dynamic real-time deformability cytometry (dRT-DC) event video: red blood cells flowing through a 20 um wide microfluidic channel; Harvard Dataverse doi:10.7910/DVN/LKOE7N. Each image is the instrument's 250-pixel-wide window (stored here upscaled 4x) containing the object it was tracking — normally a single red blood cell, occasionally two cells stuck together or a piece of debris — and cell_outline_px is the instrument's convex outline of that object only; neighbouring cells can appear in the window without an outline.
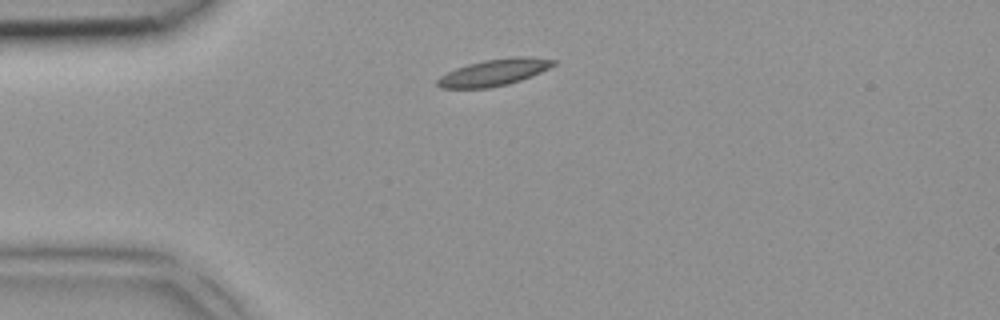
{"species": "common noctule bat (a hibernating species)", "species_latin": "Nyctalus noctula", "temperature_condition": "room temperature", "stored_images_in_passage": 3, "camera_frame_rate_fps": 3000, "um_per_image_px": 0.085, "animal": {"sex": "female", "body_mass_g": 18.4}, "frame": {"image": 1, "passage_image": 1, "time_ms": 0.0, "image_size_px": [1000, 320], "cell_outline_px": [[556, 64], [532, 76], [508, 84], [488, 88], [440, 88], [436, 84], [436, 80], [440, 76], [456, 68], [468, 64], [484, 60], [512, 56], [528, 56], [556, 60]], "centroid_in_image_um": [41.99, 6.15], "position_along_channel_um": 43.0, "area_um2": 18.03}}